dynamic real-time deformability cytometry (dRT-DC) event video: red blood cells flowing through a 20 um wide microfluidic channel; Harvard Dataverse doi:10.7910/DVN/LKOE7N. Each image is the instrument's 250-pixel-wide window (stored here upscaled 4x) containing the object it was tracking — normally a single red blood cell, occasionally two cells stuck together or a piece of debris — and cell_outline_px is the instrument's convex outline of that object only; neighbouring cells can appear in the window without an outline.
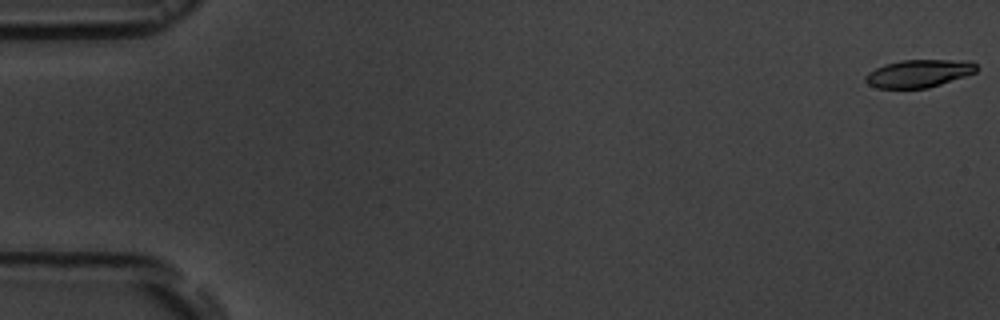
{"species": "common noctule bat (a hibernating species)", "species_latin": "Nyctalus noctula", "temperature_condition": "room temperature", "stored_images_in_passage": 6, "camera_frame_rate_fps": 3000, "um_per_image_px": 0.085, "animal": {"sex": "male", "body_mass_g": 19.5, "forearm_length_mm": 54.6}, "frame": {"image": 1, "passage_image": 1, "time_ms": 0.0, "image_size_px": [1000, 320], "cell_outline_px": [[980, 68], [976, 72], [928, 88], [876, 88], [868, 84], [864, 80], [864, 76], [868, 72], [884, 64], [900, 60], [968, 60], [976, 64]], "centroid_in_image_um": [78.08, 6.23], "position_along_channel_um": 6.9, "area_um2": 18.03}}
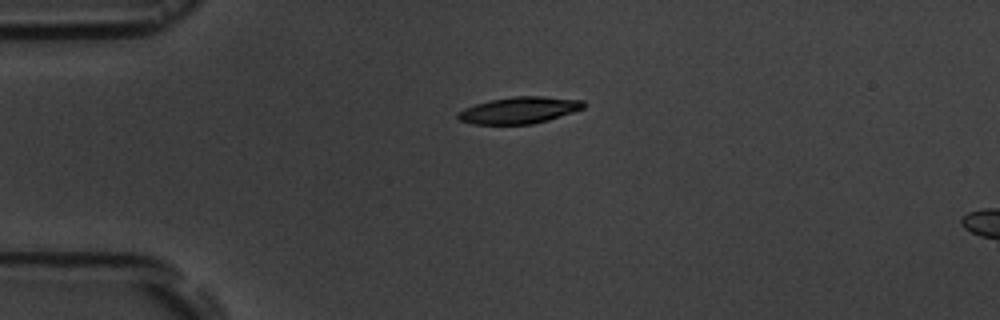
{"frame": {"image": 2, "passage_image": 5, "time_ms": 4.333, "image_size_px": [1000, 320], "cell_outline_px": [[584, 108], [548, 120], [532, 124], [472, 124], [460, 120], [456, 116], [456, 112], [464, 108], [476, 104], [492, 100], [512, 96], [544, 96], [584, 100]], "centroid_in_image_um": [44.12, 9.36], "position_along_channel_um": 40.9, "area_um2": 19.48}}